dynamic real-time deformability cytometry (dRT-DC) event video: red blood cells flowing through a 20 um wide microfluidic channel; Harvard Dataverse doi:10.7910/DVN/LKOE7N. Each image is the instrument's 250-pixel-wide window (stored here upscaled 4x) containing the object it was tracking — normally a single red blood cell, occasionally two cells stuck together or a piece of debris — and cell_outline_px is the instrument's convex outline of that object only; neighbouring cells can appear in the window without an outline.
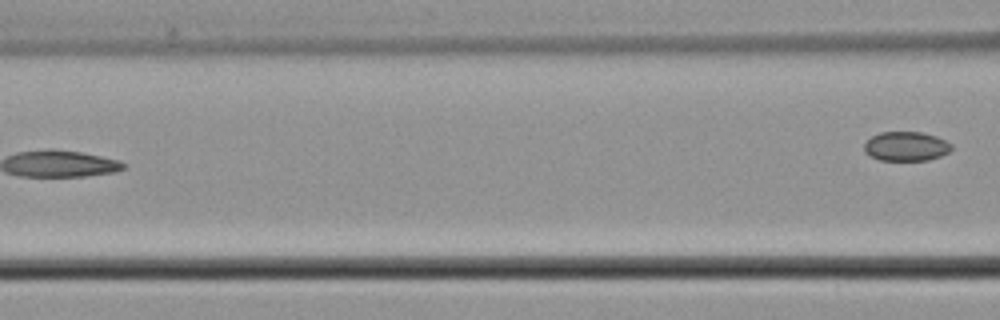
{"species": "common noctule bat (a hibernating species)", "species_latin": "Nyctalus noctula", "temperature_condition": "cold", "stored_images_in_passage": 3, "camera_frame_rate_fps": 3000, "um_per_image_px": 0.085, "animal": {"sex": "male", "body_mass_g": 21.5, "forearm_length_mm": 52.0}, "frame": {"image": 1, "passage_image": 3, "time_ms": 2.667, "image_size_px": [1000, 320], "cell_outline_px": [[952, 148], [948, 152], [940, 156], [928, 160], [880, 160], [868, 156], [864, 152], [864, 144], [872, 136], [880, 132], [920, 132], [936, 136], [952, 144]], "centroid_in_image_um": [76.99, 12.44], "position_along_channel_um": 89.6, "area_um2": 14.91}}